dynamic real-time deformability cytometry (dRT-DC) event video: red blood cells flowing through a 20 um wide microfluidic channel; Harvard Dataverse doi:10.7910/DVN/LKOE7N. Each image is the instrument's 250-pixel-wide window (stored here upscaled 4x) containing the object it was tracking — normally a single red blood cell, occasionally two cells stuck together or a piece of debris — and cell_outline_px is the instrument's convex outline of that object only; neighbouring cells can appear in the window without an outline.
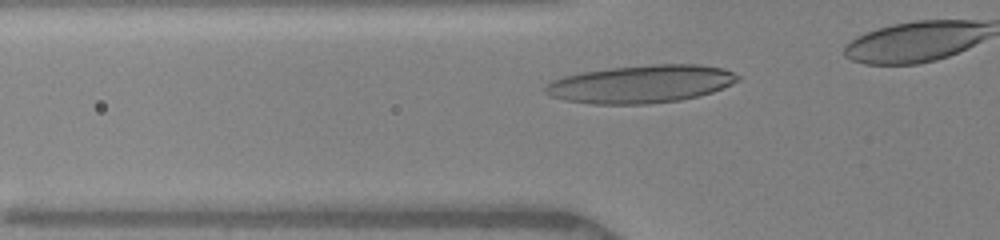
{"species": "human", "species_latin": "Homo sapiens", "temperature_condition": "warm", "stored_images_in_passage": 13, "segment_of_instrument_passage": [1, 2], "camera_frame_rate_fps": 3000, "um_per_image_px": 0.085, "donor": {"sex": "female"}, "frame": {"image": 1, "passage_image": 4, "time_ms": 1.333, "image_size_px": [1000, 240], "cell_outline_px": [[740, 80], [732, 84], [712, 92], [680, 100], [648, 104], [592, 104], [564, 100], [552, 96], [544, 92], [544, 88], [552, 80], [564, 76], [580, 72], [612, 68], [652, 64], [700, 64], [724, 68], [740, 76]], "centroid_in_image_um": [54.49, 7.14], "position_along_channel_um": 71.3, "area_um2": 42.48}}
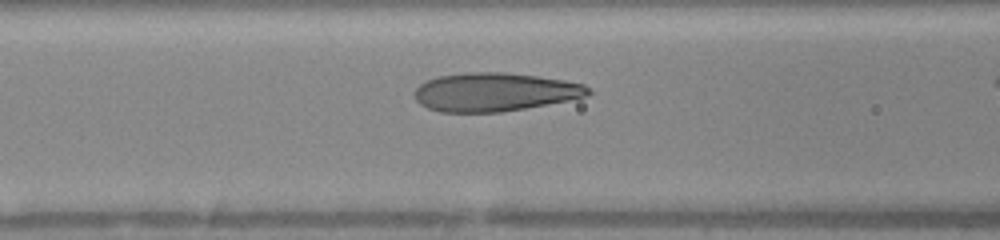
{"frame": {"image": 2, "passage_image": 8, "time_ms": 2.667, "image_size_px": [1000, 240], "cell_outline_px": [[592, 92], [588, 96], [568, 100], [524, 108], [500, 112], [440, 112], [428, 108], [420, 104], [416, 100], [416, 88], [420, 84], [428, 80], [440, 76], [468, 72], [504, 72], [536, 76], [564, 80], [584, 84]], "centroid_in_image_um": [42.05, 7.82], "position_along_channel_um": 124.5, "area_um2": 38.67}}
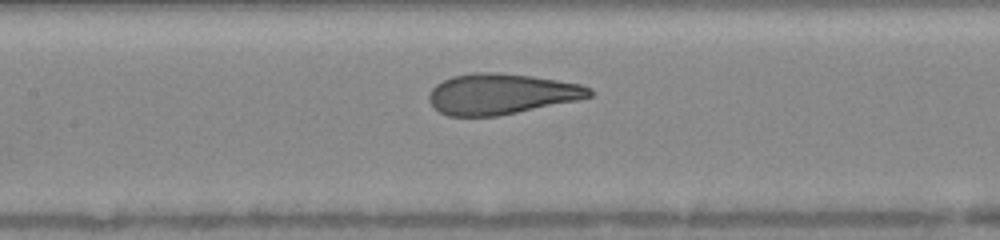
{"frame": {"image": 3, "passage_image": 11, "time_ms": 3.667, "image_size_px": [1000, 240], "cell_outline_px": [[596, 92], [592, 96], [576, 100], [496, 116], [448, 116], [440, 112], [428, 100], [428, 92], [436, 84], [452, 76], [472, 72], [500, 72], [532, 76], [580, 84], [592, 88]], "centroid_in_image_um": [42.59, 7.97], "position_along_channel_um": 164.8, "area_um2": 37.97}}